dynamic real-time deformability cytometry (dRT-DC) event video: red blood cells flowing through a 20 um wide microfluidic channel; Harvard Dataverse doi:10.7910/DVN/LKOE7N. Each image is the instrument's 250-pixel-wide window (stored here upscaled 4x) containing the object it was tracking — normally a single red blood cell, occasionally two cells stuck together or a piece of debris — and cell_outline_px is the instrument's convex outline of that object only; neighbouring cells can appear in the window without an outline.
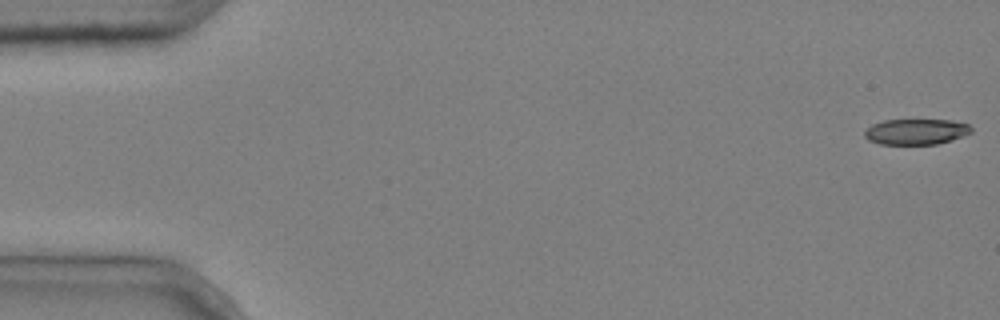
{"species": "common noctule bat (a hibernating species)", "species_latin": "Nyctalus noctula", "temperature_condition": "cold", "stored_images_in_passage": 2, "camera_frame_rate_fps": 3000, "um_per_image_px": 0.085, "animal": {"sex": "male", "body_mass_g": 20.4}, "frame": {"image": 1, "passage_image": 2, "time_ms": 0.333, "image_size_px": [1000, 320], "cell_outline_px": [[972, 132], [952, 140], [936, 144], [880, 144], [868, 140], [864, 136], [864, 132], [872, 124], [884, 120], [952, 120], [968, 124], [972, 128]], "centroid_in_image_um": [77.86, 11.19], "position_along_channel_um": 7.1, "area_um2": 15.95}}